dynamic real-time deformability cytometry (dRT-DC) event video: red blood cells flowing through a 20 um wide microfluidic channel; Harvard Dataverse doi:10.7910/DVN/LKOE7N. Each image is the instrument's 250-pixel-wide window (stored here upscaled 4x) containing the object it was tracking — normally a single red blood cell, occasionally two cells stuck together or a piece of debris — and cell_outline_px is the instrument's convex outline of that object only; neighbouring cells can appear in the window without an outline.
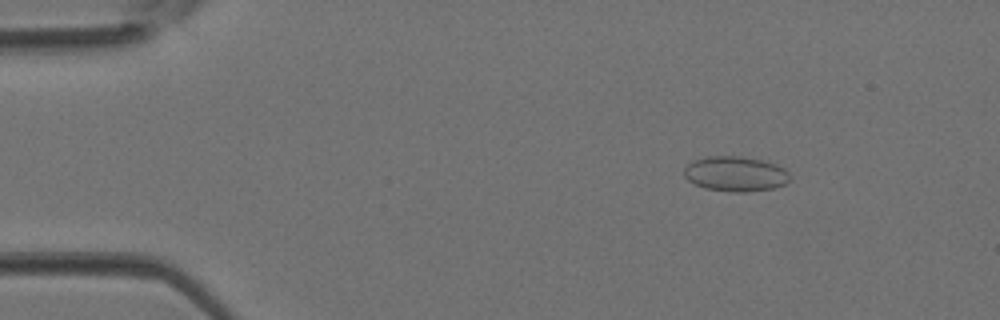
{"species": "Egyptian fruit bat (a non-hibernating species)", "species_latin": "Rousettus aegyptiacus", "temperature_condition": "room temperature", "stored_images_in_passage": 3, "camera_frame_rate_fps": 3000, "um_per_image_px": 0.085, "animal": {"sex": "female"}, "frame": {"image": 1, "passage_image": 2, "time_ms": 0.333, "image_size_px": [1000, 320], "cell_outline_px": [[788, 180], [784, 184], [772, 188], [744, 192], [736, 192], [704, 188], [688, 180], [684, 176], [684, 168], [692, 160], [704, 156], [740, 156], [760, 160], [776, 164], [784, 168], [788, 172]], "centroid_in_image_um": [62.47, 14.76], "position_along_channel_um": 22.5, "area_um2": 21.44}}